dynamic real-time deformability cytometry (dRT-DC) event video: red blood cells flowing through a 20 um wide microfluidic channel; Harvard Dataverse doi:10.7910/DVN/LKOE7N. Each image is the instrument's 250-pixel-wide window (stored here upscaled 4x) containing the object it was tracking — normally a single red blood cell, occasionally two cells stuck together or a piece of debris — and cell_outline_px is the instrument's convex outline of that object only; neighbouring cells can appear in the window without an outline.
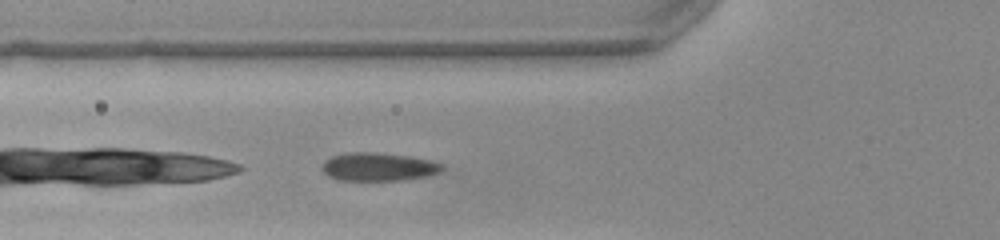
{"species": "common noctule bat (a hibernating species)", "species_latin": "Nyctalus noctula", "temperature_condition": "warm", "stored_images_in_passage": 31, "camera_frame_rate_fps": 3000, "um_per_image_px": 0.085, "animal": {"sex": "female", "body_mass_g": 22.0, "forearm_length_mm": 56.7}, "frame": {"image": 1, "passage_image": 3, "time_ms": 0.667, "image_size_px": [1000, 240], "cell_outline_px": [[444, 168], [440, 172], [424, 176], [404, 180], [340, 180], [328, 176], [320, 168], [324, 160], [332, 156], [348, 152], [372, 152], [412, 156], [444, 164]], "centroid_in_image_um": [32.14, 14.17], "position_along_channel_um": 93.7, "area_um2": 19.83}}
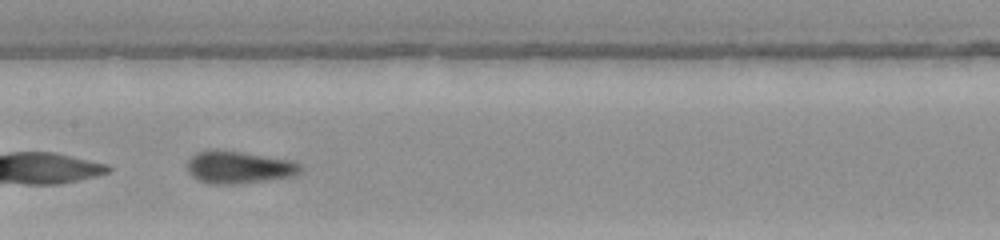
{"frame": {"image": 2, "passage_image": 10, "time_ms": 3.0, "image_size_px": [1000, 240], "cell_outline_px": [[300, 168], [292, 176], [236, 184], [212, 184], [200, 180], [192, 176], [188, 172], [188, 160], [196, 152], [240, 152], [292, 160], [300, 164]], "centroid_in_image_um": [20.29, 14.24], "position_along_channel_um": 187.1, "area_um2": 20.46}}
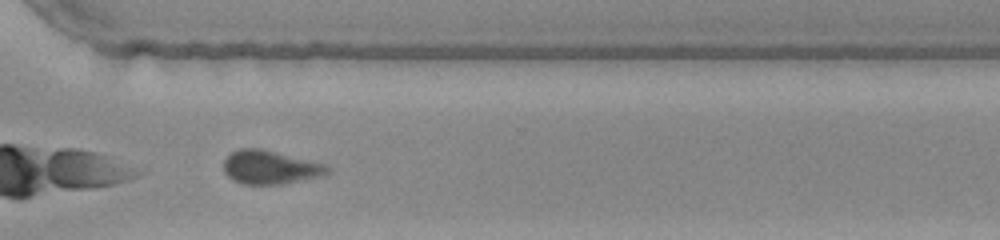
{"frame": {"image": 3, "passage_image": 22, "time_ms": 7.0, "image_size_px": [1000, 240], "cell_outline_px": [[328, 172], [324, 176], [280, 184], [240, 184], [232, 180], [224, 172], [224, 160], [232, 152], [240, 148], [260, 148], [324, 164], [328, 168]], "centroid_in_image_um": [22.92, 14.23], "position_along_channel_um": 347.7, "area_um2": 20.11}, "authors_computed_cell_mechanics": {"area_um2": 19.941, "velocity_mm_per_s": 4.0012, "shape_relaxation_time_tau1_ms": 5.1249, "shape_relaxation_time_tau2_ms": 2.269, "deformation_change_tau1": 0.1244, "deformation_change_tau2": 0.0664}}